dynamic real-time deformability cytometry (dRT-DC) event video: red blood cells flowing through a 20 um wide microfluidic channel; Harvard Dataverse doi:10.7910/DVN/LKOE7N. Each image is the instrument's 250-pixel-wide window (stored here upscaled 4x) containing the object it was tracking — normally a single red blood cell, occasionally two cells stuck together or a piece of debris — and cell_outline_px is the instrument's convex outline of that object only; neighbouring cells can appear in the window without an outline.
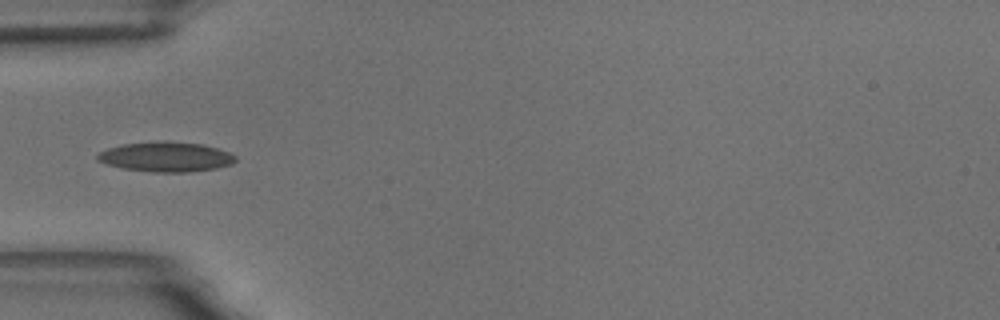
{"species": "common noctule bat (a hibernating species)", "species_latin": "Nyctalus noctula", "temperature_condition": "room temperature", "stored_images_in_passage": 10, "camera_frame_rate_fps": 3000, "um_per_image_px": 0.085, "animal": {"sex": "male", "body_mass_g": 18.8}, "frame": {"image": 1, "passage_image": 4, "time_ms": 3.333, "image_size_px": [1000, 320], "cell_outline_px": [[236, 160], [232, 164], [216, 168], [188, 172], [152, 172], [124, 168], [108, 164], [96, 160], [96, 156], [100, 152], [108, 148], [124, 144], [160, 140], [164, 140], [204, 144], [228, 152], [236, 156]], "centroid_in_image_um": [14.12, 13.32], "position_along_channel_um": 70.9, "area_um2": 24.04}}
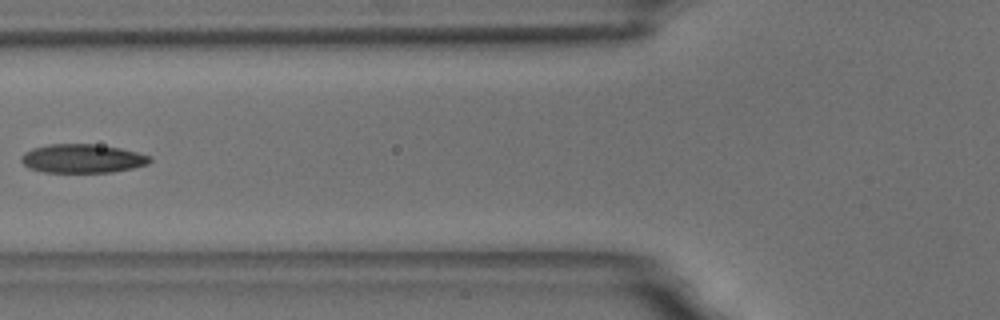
{"frame": {"image": 2, "passage_image": 5, "time_ms": 4.667, "image_size_px": [1000, 320], "cell_outline_px": [[152, 160], [148, 164], [132, 168], [112, 172], [44, 172], [28, 168], [20, 160], [20, 156], [24, 152], [32, 148], [48, 144], [92, 144], [120, 148], [152, 156]], "centroid_in_image_um": [6.98, 13.47], "position_along_channel_um": 118.8, "area_um2": 21.62}}